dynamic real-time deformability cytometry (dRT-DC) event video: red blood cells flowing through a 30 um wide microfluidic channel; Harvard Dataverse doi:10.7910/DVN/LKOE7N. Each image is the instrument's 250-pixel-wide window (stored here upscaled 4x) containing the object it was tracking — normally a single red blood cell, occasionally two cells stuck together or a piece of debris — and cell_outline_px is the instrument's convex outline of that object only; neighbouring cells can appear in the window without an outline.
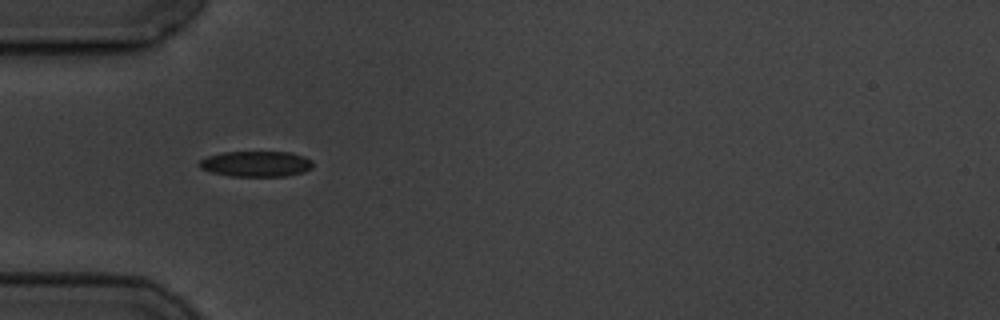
{"species": "common noctule bat (a hibernating species)", "species_latin": "Nyctalus noctula", "temperature_condition": "cold", "stored_images_in_passage": 3, "camera_frame_rate_fps": 3000, "um_per_image_px": 0.085, "animal": {"sex": "male", "body_mass_g": 19.5, "forearm_length_mm": 54.6}, "frame": {"image": 1, "passage_image": 2, "time_ms": 1.333, "image_size_px": [1000, 320], "cell_outline_px": [[312, 168], [304, 172], [284, 176], [232, 176], [212, 172], [200, 168], [196, 164], [200, 160], [208, 156], [224, 152], [292, 152], [304, 156], [312, 160]], "centroid_in_image_um": [21.77, 13.92], "position_along_channel_um": 63.2, "area_um2": 16.99}}
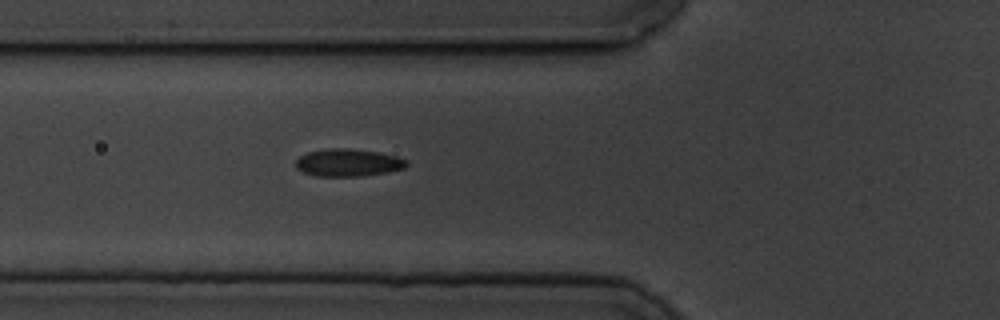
{"frame": {"image": 2, "passage_image": 3, "time_ms": 2.333, "image_size_px": [1000, 320], "cell_outline_px": [[408, 164], [404, 168], [388, 172], [360, 176], [316, 176], [304, 172], [296, 168], [296, 160], [300, 156], [308, 152], [328, 148], [348, 148], [380, 152], [396, 156], [408, 160]], "centroid_in_image_um": [29.61, 13.82], "position_along_channel_um": 96.2, "area_um2": 17.8}}